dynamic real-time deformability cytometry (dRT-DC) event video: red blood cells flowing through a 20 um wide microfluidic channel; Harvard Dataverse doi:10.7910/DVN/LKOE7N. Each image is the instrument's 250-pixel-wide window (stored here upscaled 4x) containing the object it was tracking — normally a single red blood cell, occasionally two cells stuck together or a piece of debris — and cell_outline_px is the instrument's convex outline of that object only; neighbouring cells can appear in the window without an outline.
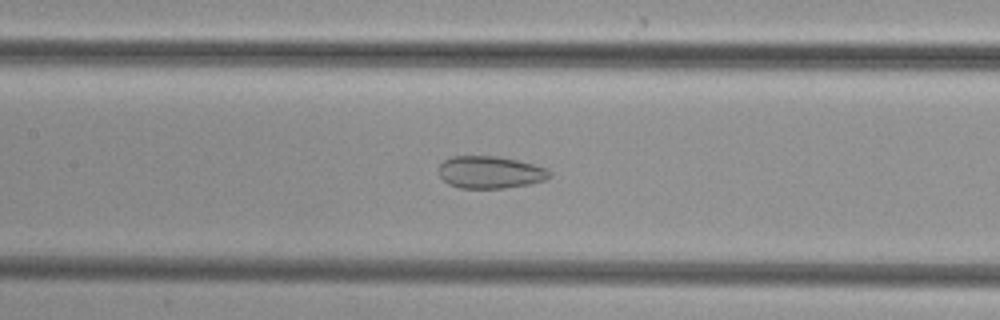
{"species": "common noctule bat (a hibernating species)", "species_latin": "Nyctalus noctula", "temperature_condition": "cold", "stored_images_in_passage": 49, "segment_of_instrument_passage": [2, 2], "camera_frame_rate_fps": 3000, "um_per_image_px": 0.085, "animal": {"sex": "female", "body_mass_g": 29.2, "forearm_length_mm": 56.3}, "frame": {"image": 1, "passage_image": 23, "time_ms": 7.333, "image_size_px": [1000, 320], "cell_outline_px": [[552, 176], [544, 180], [528, 184], [504, 188], [460, 188], [448, 184], [440, 176], [440, 164], [444, 160], [452, 156], [500, 156], [548, 168], [552, 172]], "centroid_in_image_um": [41.69, 14.64], "position_along_channel_um": 165.7, "area_um2": 20.87}}
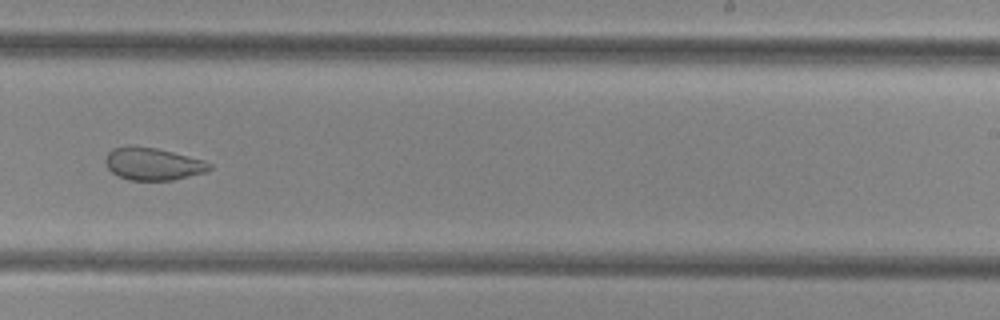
{"frame": {"image": 2, "passage_image": 31, "time_ms": 10.0, "image_size_px": [1000, 320], "cell_outline_px": [[212, 168], [204, 172], [172, 180], [128, 180], [112, 172], [108, 168], [104, 160], [108, 152], [112, 148], [128, 144], [132, 144], [156, 148], [204, 160], [212, 164]], "centroid_in_image_um": [12.95, 13.91], "position_along_channel_um": 276.0, "area_um2": 19.77}}
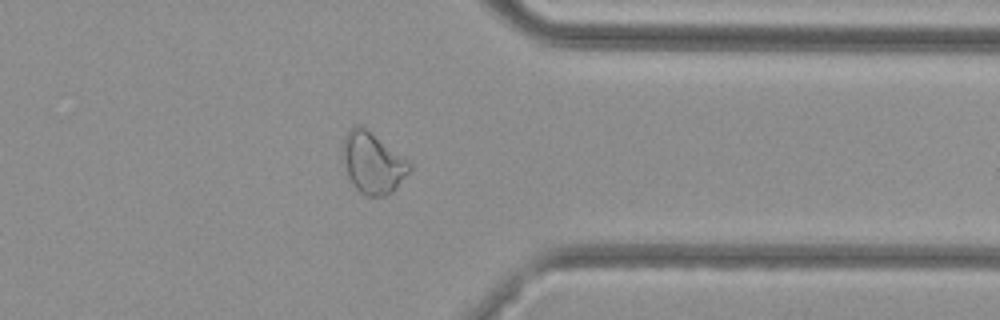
{"frame": {"image": 3, "passage_image": 39, "time_ms": 12.667, "image_size_px": [1000, 320], "cell_outline_px": [[412, 168], [396, 188], [392, 192], [384, 196], [368, 196], [360, 192], [352, 184], [348, 176], [344, 164], [340, 148], [344, 136], [352, 128], [364, 128], [408, 160], [412, 164]], "centroid_in_image_um": [31.66, 13.89], "position_along_channel_um": 379.7, "area_um2": 23.35}}